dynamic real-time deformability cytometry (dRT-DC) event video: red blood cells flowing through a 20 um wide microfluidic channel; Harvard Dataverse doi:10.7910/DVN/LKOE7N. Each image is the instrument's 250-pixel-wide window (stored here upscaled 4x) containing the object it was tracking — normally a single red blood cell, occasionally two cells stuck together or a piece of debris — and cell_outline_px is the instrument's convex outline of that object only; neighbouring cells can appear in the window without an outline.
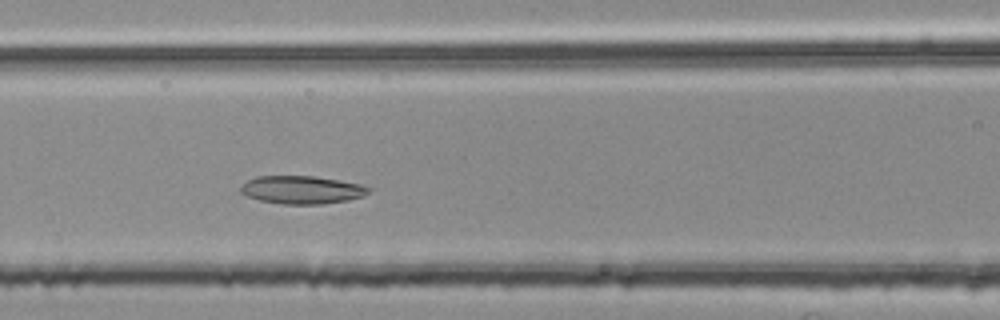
{"species": "common noctule bat (a hibernating species)", "species_latin": "Nyctalus noctula", "temperature_condition": "room temperature", "stored_images_in_passage": 43, "camera_frame_rate_fps": 3000, "um_per_image_px": 0.085, "animal": {"sex": "female", "body_mass_g": 25.1}, "frame": {"image": 1, "passage_image": 17, "time_ms": 5.333, "image_size_px": [1000, 320], "cell_outline_px": [[372, 188], [364, 196], [348, 200], [324, 204], [284, 204], [260, 200], [248, 196], [240, 192], [240, 188], [248, 180], [256, 176], [312, 176], [360, 184]], "centroid_in_image_um": [25.67, 16.14], "position_along_channel_um": 140.9, "area_um2": 20.69}}
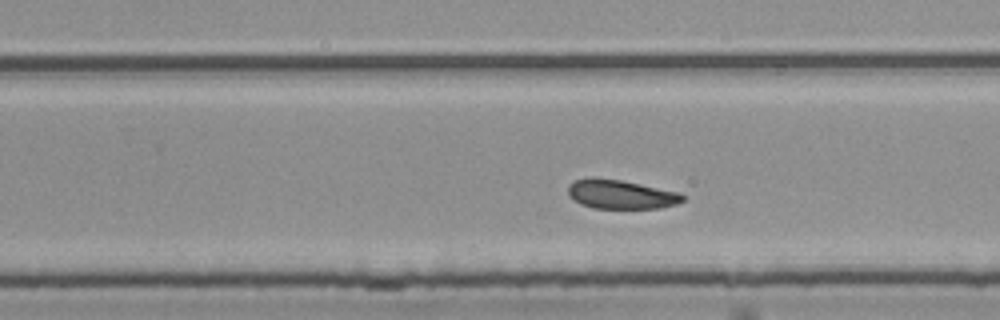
{"frame": {"image": 2, "passage_image": 28, "time_ms": 9.0, "image_size_px": [1000, 320], "cell_outline_px": [[684, 200], [676, 204], [660, 208], [592, 208], [580, 204], [572, 200], [568, 196], [568, 184], [576, 180], [592, 176], [620, 180], [680, 192], [684, 196]], "centroid_in_image_um": [52.72, 16.51], "position_along_channel_um": 277.1, "area_um2": 19.59}}
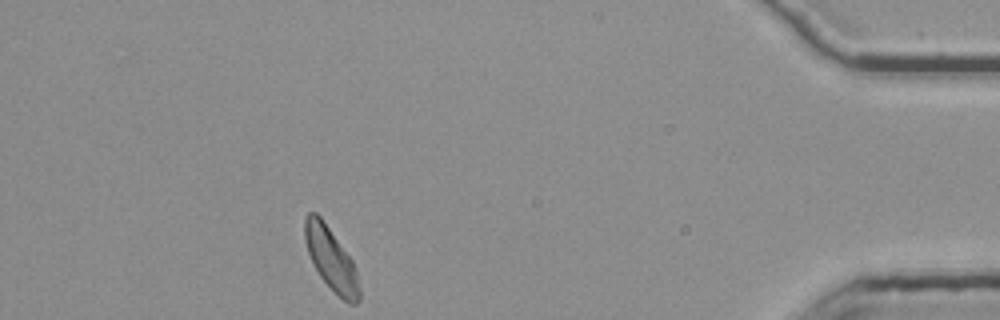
{"frame": {"image": 3, "passage_image": 43, "time_ms": 14.0, "image_size_px": [1000, 320], "cell_outline_px": [[360, 300], [356, 304], [348, 304], [320, 276], [312, 264], [304, 240], [304, 220], [308, 212], [316, 212], [320, 216], [352, 260], [356, 272], [360, 288]], "centroid_in_image_um": [28.12, 22.01], "position_along_channel_um": 407.1, "area_um2": 19.65}, "authors_computed_cell_mechanics": {"area_um2": 20.4034, "velocity_mm_per_s": 3.7252, "shape_relaxation_time_tau1_ms": 5.8634, "shape_relaxation_time_tau2_ms": 2.8082, "deformation_change_tau1": 0.1151, "deformation_change_tau2": 0.0859}}